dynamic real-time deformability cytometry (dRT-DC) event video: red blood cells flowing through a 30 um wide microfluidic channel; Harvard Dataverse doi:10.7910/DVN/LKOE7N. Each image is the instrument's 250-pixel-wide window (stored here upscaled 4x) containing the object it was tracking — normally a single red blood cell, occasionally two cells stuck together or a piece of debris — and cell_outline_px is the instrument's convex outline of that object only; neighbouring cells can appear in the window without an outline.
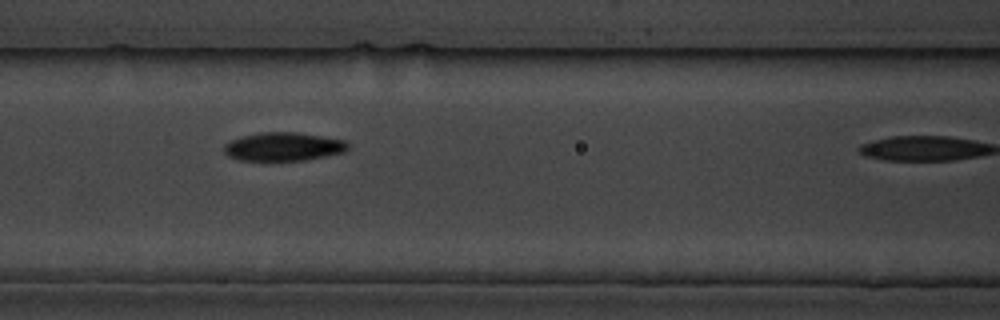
{"species": "common noctule bat (a hibernating species)", "species_latin": "Nyctalus noctula", "temperature_condition": "cold", "stored_images_in_passage": 5, "camera_frame_rate_fps": 3000, "um_per_image_px": 0.085, "animal": {"sex": "male", "body_mass_g": 19.5, "forearm_length_mm": 54.6}, "frame": {"image": 1, "passage_image": 4, "time_ms": 3.333, "image_size_px": [1000, 320], "cell_outline_px": [[348, 148], [344, 152], [304, 160], [240, 160], [228, 156], [224, 152], [224, 144], [240, 136], [264, 132], [296, 132], [348, 140]], "centroid_in_image_um": [24.09, 12.45], "position_along_channel_um": 142.5, "area_um2": 20.52}}